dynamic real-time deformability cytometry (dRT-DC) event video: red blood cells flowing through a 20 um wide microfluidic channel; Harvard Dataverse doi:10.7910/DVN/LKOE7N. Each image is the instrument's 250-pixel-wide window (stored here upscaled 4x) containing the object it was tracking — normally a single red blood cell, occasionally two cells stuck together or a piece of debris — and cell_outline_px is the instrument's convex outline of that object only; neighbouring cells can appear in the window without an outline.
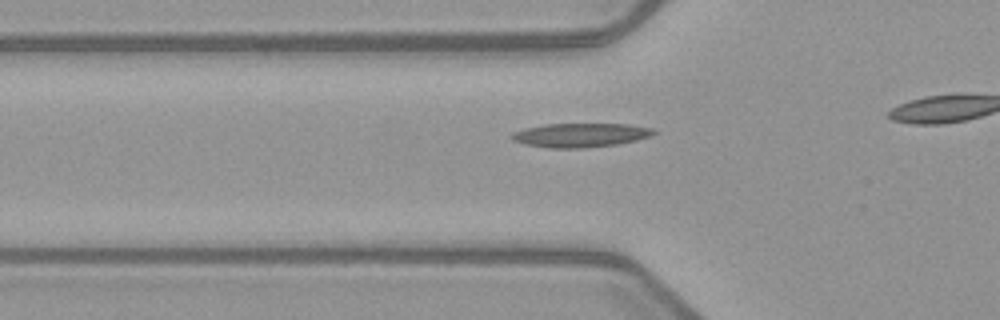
{"species": "common noctule bat (a hibernating species)", "species_latin": "Nyctalus noctula", "temperature_condition": "warm", "stored_images_in_passage": 30, "camera_frame_rate_fps": 3000, "um_per_image_px": 0.085, "animal": {"sex": "female", "body_mass_g": 21.9}, "frame": {"image": 1, "passage_image": 9, "time_ms": 2.667, "image_size_px": [1000, 320], "cell_outline_px": [[656, 132], [652, 136], [636, 140], [616, 144], [584, 148], [548, 148], [524, 144], [512, 140], [508, 136], [512, 132], [544, 124], [628, 124], [652, 128]], "centroid_in_image_um": [49.31, 11.49], "position_along_channel_um": 76.5, "area_um2": 19.88}}
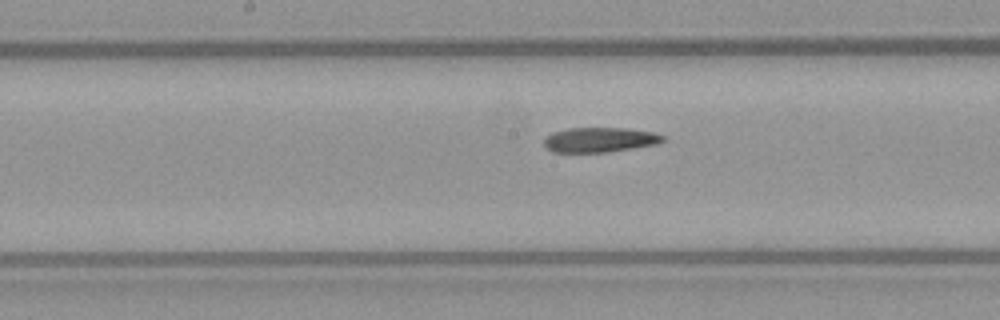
{"frame": {"image": 2, "passage_image": 18, "time_ms": 5.667, "image_size_px": [1000, 320], "cell_outline_px": [[668, 140], [656, 144], [608, 152], [552, 152], [544, 144], [544, 136], [552, 132], [568, 128], [628, 128], [652, 132], [664, 136]], "centroid_in_image_um": [50.97, 11.87], "position_along_channel_um": 197.2, "area_um2": 17.28}}
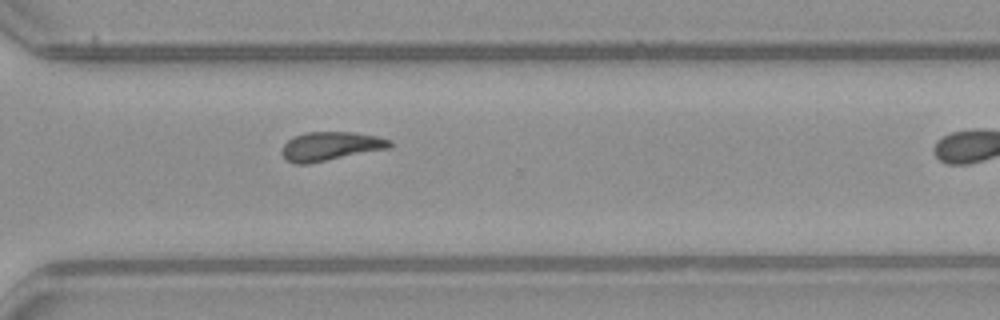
{"frame": {"image": 3, "passage_image": 29, "time_ms": 9.333, "image_size_px": [1000, 320], "cell_outline_px": [[392, 144], [388, 148], [308, 164], [292, 164], [284, 160], [280, 152], [280, 148], [292, 136], [304, 132], [356, 132], [380, 136], [392, 140]], "centroid_in_image_um": [28.03, 12.42], "position_along_channel_um": 342.6, "area_um2": 18.5}}